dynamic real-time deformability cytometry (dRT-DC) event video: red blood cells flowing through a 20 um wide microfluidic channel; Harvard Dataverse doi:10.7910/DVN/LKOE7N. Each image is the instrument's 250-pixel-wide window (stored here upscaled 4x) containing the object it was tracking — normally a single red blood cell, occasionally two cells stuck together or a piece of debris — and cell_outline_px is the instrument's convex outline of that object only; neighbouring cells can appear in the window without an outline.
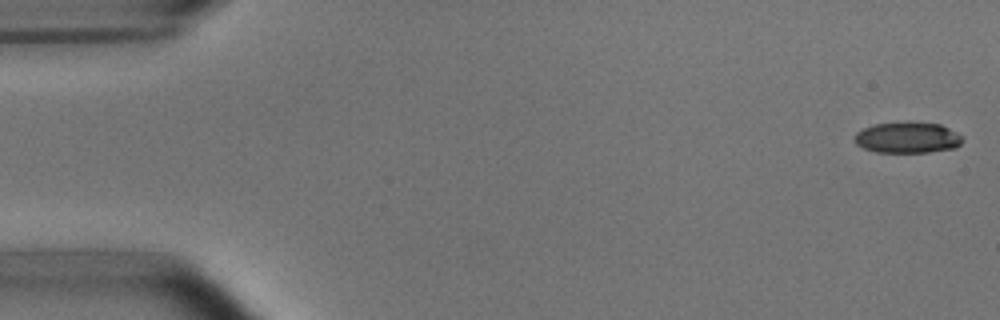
{"species": "common noctule bat (a hibernating species)", "species_latin": "Nyctalus noctula", "temperature_condition": "room temperature", "stored_images_in_passage": 5, "camera_frame_rate_fps": 3000, "um_per_image_px": 0.085, "animal": {"sex": "male", "body_mass_g": 15.6}, "frame": {"image": 1, "passage_image": 1, "time_ms": 0.0, "image_size_px": [1000, 320], "cell_outline_px": [[964, 140], [956, 148], [928, 152], [876, 152], [864, 148], [856, 144], [856, 132], [872, 124], [940, 124], [956, 132]], "centroid_in_image_um": [77.15, 11.73], "position_along_channel_um": 7.9, "area_um2": 18.84}}